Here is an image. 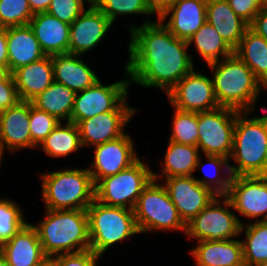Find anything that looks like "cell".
Masks as SVG:
<instances>
[{
  "label": "cell",
  "instance_id": "obj_1",
  "mask_svg": "<svg viewBox=\"0 0 267 266\" xmlns=\"http://www.w3.org/2000/svg\"><path fill=\"white\" fill-rule=\"evenodd\" d=\"M129 61L125 70L130 81L142 87H156L166 94L194 69L186 40L176 38L158 19L149 18L129 27Z\"/></svg>",
  "mask_w": 267,
  "mask_h": 266
},
{
  "label": "cell",
  "instance_id": "obj_2",
  "mask_svg": "<svg viewBox=\"0 0 267 266\" xmlns=\"http://www.w3.org/2000/svg\"><path fill=\"white\" fill-rule=\"evenodd\" d=\"M45 212L44 219L33 226L48 258L90 249L87 210L46 209Z\"/></svg>",
  "mask_w": 267,
  "mask_h": 266
},
{
  "label": "cell",
  "instance_id": "obj_3",
  "mask_svg": "<svg viewBox=\"0 0 267 266\" xmlns=\"http://www.w3.org/2000/svg\"><path fill=\"white\" fill-rule=\"evenodd\" d=\"M208 65L218 105L252 112L260 92V81L252 70L235 54Z\"/></svg>",
  "mask_w": 267,
  "mask_h": 266
},
{
  "label": "cell",
  "instance_id": "obj_4",
  "mask_svg": "<svg viewBox=\"0 0 267 266\" xmlns=\"http://www.w3.org/2000/svg\"><path fill=\"white\" fill-rule=\"evenodd\" d=\"M250 112H239L234 127L230 159L232 177L267 175V115L247 118Z\"/></svg>",
  "mask_w": 267,
  "mask_h": 266
},
{
  "label": "cell",
  "instance_id": "obj_5",
  "mask_svg": "<svg viewBox=\"0 0 267 266\" xmlns=\"http://www.w3.org/2000/svg\"><path fill=\"white\" fill-rule=\"evenodd\" d=\"M41 178L48 210H87L95 200V184L88 168L43 173Z\"/></svg>",
  "mask_w": 267,
  "mask_h": 266
},
{
  "label": "cell",
  "instance_id": "obj_6",
  "mask_svg": "<svg viewBox=\"0 0 267 266\" xmlns=\"http://www.w3.org/2000/svg\"><path fill=\"white\" fill-rule=\"evenodd\" d=\"M87 213L90 249L100 257L115 243L140 234L133 210L107 206L94 200Z\"/></svg>",
  "mask_w": 267,
  "mask_h": 266
},
{
  "label": "cell",
  "instance_id": "obj_7",
  "mask_svg": "<svg viewBox=\"0 0 267 266\" xmlns=\"http://www.w3.org/2000/svg\"><path fill=\"white\" fill-rule=\"evenodd\" d=\"M152 175L153 179L143 189L133 209L139 232L179 229L185 234L186 224L180 218L163 184L157 183L161 177L154 171Z\"/></svg>",
  "mask_w": 267,
  "mask_h": 266
},
{
  "label": "cell",
  "instance_id": "obj_8",
  "mask_svg": "<svg viewBox=\"0 0 267 266\" xmlns=\"http://www.w3.org/2000/svg\"><path fill=\"white\" fill-rule=\"evenodd\" d=\"M152 179L151 167L138 159L129 168L100 179L95 184V200L107 206L133 210L138 197Z\"/></svg>",
  "mask_w": 267,
  "mask_h": 266
},
{
  "label": "cell",
  "instance_id": "obj_9",
  "mask_svg": "<svg viewBox=\"0 0 267 266\" xmlns=\"http://www.w3.org/2000/svg\"><path fill=\"white\" fill-rule=\"evenodd\" d=\"M125 73L127 77L124 80L106 86L99 80L93 86L76 92L71 122L78 124L104 112L136 111L126 103L130 79H127L126 70Z\"/></svg>",
  "mask_w": 267,
  "mask_h": 266
},
{
  "label": "cell",
  "instance_id": "obj_10",
  "mask_svg": "<svg viewBox=\"0 0 267 266\" xmlns=\"http://www.w3.org/2000/svg\"><path fill=\"white\" fill-rule=\"evenodd\" d=\"M230 208L233 209L229 199L225 195H217L207 207L186 224L185 235L196 238L198 242L235 239L240 235L243 223Z\"/></svg>",
  "mask_w": 267,
  "mask_h": 266
},
{
  "label": "cell",
  "instance_id": "obj_11",
  "mask_svg": "<svg viewBox=\"0 0 267 266\" xmlns=\"http://www.w3.org/2000/svg\"><path fill=\"white\" fill-rule=\"evenodd\" d=\"M240 111L227 107L198 112L197 147L205 155H220L230 159L233 150L234 127Z\"/></svg>",
  "mask_w": 267,
  "mask_h": 266
},
{
  "label": "cell",
  "instance_id": "obj_12",
  "mask_svg": "<svg viewBox=\"0 0 267 266\" xmlns=\"http://www.w3.org/2000/svg\"><path fill=\"white\" fill-rule=\"evenodd\" d=\"M173 108L190 111L204 112L219 107L213 86V80L195 72L193 69L180 80L167 94Z\"/></svg>",
  "mask_w": 267,
  "mask_h": 266
},
{
  "label": "cell",
  "instance_id": "obj_13",
  "mask_svg": "<svg viewBox=\"0 0 267 266\" xmlns=\"http://www.w3.org/2000/svg\"><path fill=\"white\" fill-rule=\"evenodd\" d=\"M225 196L244 217L267 220V175L232 177Z\"/></svg>",
  "mask_w": 267,
  "mask_h": 266
},
{
  "label": "cell",
  "instance_id": "obj_14",
  "mask_svg": "<svg viewBox=\"0 0 267 266\" xmlns=\"http://www.w3.org/2000/svg\"><path fill=\"white\" fill-rule=\"evenodd\" d=\"M165 179L163 186L185 224L197 216L217 196L214 191L201 185L194 176Z\"/></svg>",
  "mask_w": 267,
  "mask_h": 266
},
{
  "label": "cell",
  "instance_id": "obj_15",
  "mask_svg": "<svg viewBox=\"0 0 267 266\" xmlns=\"http://www.w3.org/2000/svg\"><path fill=\"white\" fill-rule=\"evenodd\" d=\"M94 148V161L90 164L91 169H88L94 184L129 168L139 159L136 152L134 153L132 138L127 133Z\"/></svg>",
  "mask_w": 267,
  "mask_h": 266
},
{
  "label": "cell",
  "instance_id": "obj_16",
  "mask_svg": "<svg viewBox=\"0 0 267 266\" xmlns=\"http://www.w3.org/2000/svg\"><path fill=\"white\" fill-rule=\"evenodd\" d=\"M113 23L90 5L70 24L69 54L84 55L97 46Z\"/></svg>",
  "mask_w": 267,
  "mask_h": 266
},
{
  "label": "cell",
  "instance_id": "obj_17",
  "mask_svg": "<svg viewBox=\"0 0 267 266\" xmlns=\"http://www.w3.org/2000/svg\"><path fill=\"white\" fill-rule=\"evenodd\" d=\"M30 102L19 101L0 112V147L8 151L37 148L30 133Z\"/></svg>",
  "mask_w": 267,
  "mask_h": 266
},
{
  "label": "cell",
  "instance_id": "obj_18",
  "mask_svg": "<svg viewBox=\"0 0 267 266\" xmlns=\"http://www.w3.org/2000/svg\"><path fill=\"white\" fill-rule=\"evenodd\" d=\"M137 111H110L80 121L77 126L82 146H97L125 134V127Z\"/></svg>",
  "mask_w": 267,
  "mask_h": 266
},
{
  "label": "cell",
  "instance_id": "obj_19",
  "mask_svg": "<svg viewBox=\"0 0 267 266\" xmlns=\"http://www.w3.org/2000/svg\"><path fill=\"white\" fill-rule=\"evenodd\" d=\"M206 4L207 0H177L158 19L176 38L188 41L207 22Z\"/></svg>",
  "mask_w": 267,
  "mask_h": 266
},
{
  "label": "cell",
  "instance_id": "obj_20",
  "mask_svg": "<svg viewBox=\"0 0 267 266\" xmlns=\"http://www.w3.org/2000/svg\"><path fill=\"white\" fill-rule=\"evenodd\" d=\"M0 253L10 266H40L48 259L35 227L29 223L0 247Z\"/></svg>",
  "mask_w": 267,
  "mask_h": 266
},
{
  "label": "cell",
  "instance_id": "obj_21",
  "mask_svg": "<svg viewBox=\"0 0 267 266\" xmlns=\"http://www.w3.org/2000/svg\"><path fill=\"white\" fill-rule=\"evenodd\" d=\"M45 55L69 53L70 24L62 22L47 12L34 14L29 22Z\"/></svg>",
  "mask_w": 267,
  "mask_h": 266
},
{
  "label": "cell",
  "instance_id": "obj_22",
  "mask_svg": "<svg viewBox=\"0 0 267 266\" xmlns=\"http://www.w3.org/2000/svg\"><path fill=\"white\" fill-rule=\"evenodd\" d=\"M11 74L20 101L31 102L54 82L52 56L46 55Z\"/></svg>",
  "mask_w": 267,
  "mask_h": 266
},
{
  "label": "cell",
  "instance_id": "obj_23",
  "mask_svg": "<svg viewBox=\"0 0 267 266\" xmlns=\"http://www.w3.org/2000/svg\"><path fill=\"white\" fill-rule=\"evenodd\" d=\"M6 39L10 73L46 56L29 25L7 27Z\"/></svg>",
  "mask_w": 267,
  "mask_h": 266
},
{
  "label": "cell",
  "instance_id": "obj_24",
  "mask_svg": "<svg viewBox=\"0 0 267 266\" xmlns=\"http://www.w3.org/2000/svg\"><path fill=\"white\" fill-rule=\"evenodd\" d=\"M54 82L79 92L99 81L93 70L79 55L60 54L52 56Z\"/></svg>",
  "mask_w": 267,
  "mask_h": 266
},
{
  "label": "cell",
  "instance_id": "obj_25",
  "mask_svg": "<svg viewBox=\"0 0 267 266\" xmlns=\"http://www.w3.org/2000/svg\"><path fill=\"white\" fill-rule=\"evenodd\" d=\"M207 22L235 50L249 25L229 6L227 0H207Z\"/></svg>",
  "mask_w": 267,
  "mask_h": 266
},
{
  "label": "cell",
  "instance_id": "obj_26",
  "mask_svg": "<svg viewBox=\"0 0 267 266\" xmlns=\"http://www.w3.org/2000/svg\"><path fill=\"white\" fill-rule=\"evenodd\" d=\"M196 266H227L243 260L241 240H203L190 250Z\"/></svg>",
  "mask_w": 267,
  "mask_h": 266
},
{
  "label": "cell",
  "instance_id": "obj_27",
  "mask_svg": "<svg viewBox=\"0 0 267 266\" xmlns=\"http://www.w3.org/2000/svg\"><path fill=\"white\" fill-rule=\"evenodd\" d=\"M76 92L65 85L53 82L31 103L39 110L56 117L59 121L71 122Z\"/></svg>",
  "mask_w": 267,
  "mask_h": 266
},
{
  "label": "cell",
  "instance_id": "obj_28",
  "mask_svg": "<svg viewBox=\"0 0 267 266\" xmlns=\"http://www.w3.org/2000/svg\"><path fill=\"white\" fill-rule=\"evenodd\" d=\"M199 148L169 140L160 176L164 178L193 176L200 157Z\"/></svg>",
  "mask_w": 267,
  "mask_h": 266
},
{
  "label": "cell",
  "instance_id": "obj_29",
  "mask_svg": "<svg viewBox=\"0 0 267 266\" xmlns=\"http://www.w3.org/2000/svg\"><path fill=\"white\" fill-rule=\"evenodd\" d=\"M234 54L252 70L260 82L267 77V40L249 27Z\"/></svg>",
  "mask_w": 267,
  "mask_h": 266
},
{
  "label": "cell",
  "instance_id": "obj_30",
  "mask_svg": "<svg viewBox=\"0 0 267 266\" xmlns=\"http://www.w3.org/2000/svg\"><path fill=\"white\" fill-rule=\"evenodd\" d=\"M192 42L195 44L197 51L207 64L219 61L234 54V50L208 22L204 23L187 41L189 46Z\"/></svg>",
  "mask_w": 267,
  "mask_h": 266
},
{
  "label": "cell",
  "instance_id": "obj_31",
  "mask_svg": "<svg viewBox=\"0 0 267 266\" xmlns=\"http://www.w3.org/2000/svg\"><path fill=\"white\" fill-rule=\"evenodd\" d=\"M80 147L83 146L78 126L69 121L65 126L60 122L37 148H41L51 157L58 158L66 157Z\"/></svg>",
  "mask_w": 267,
  "mask_h": 266
},
{
  "label": "cell",
  "instance_id": "obj_32",
  "mask_svg": "<svg viewBox=\"0 0 267 266\" xmlns=\"http://www.w3.org/2000/svg\"><path fill=\"white\" fill-rule=\"evenodd\" d=\"M245 231L242 242L243 259L250 266H261L267 261V220L241 225L240 233Z\"/></svg>",
  "mask_w": 267,
  "mask_h": 266
},
{
  "label": "cell",
  "instance_id": "obj_33",
  "mask_svg": "<svg viewBox=\"0 0 267 266\" xmlns=\"http://www.w3.org/2000/svg\"><path fill=\"white\" fill-rule=\"evenodd\" d=\"M206 159H207V164H201L200 160L201 158L199 157L197 164H196V169L197 168H205V165L209 166V169L214 168L212 172V170L210 172H212V174L208 171H203L205 173V175H203L204 177L202 179H198L195 177V179L203 186L211 189L212 191H214V193L216 195H226L228 193V190L230 188V182L232 179V174L230 171V159L224 157V156H220V155H205ZM207 166V167H208ZM224 168L225 172L227 173L226 176H220L219 172L222 171L221 169ZM206 169V168H205ZM214 172H216V175ZM216 175L214 176L213 175ZM218 177V178H217ZM226 177V178H225ZM214 184V185H213Z\"/></svg>",
  "mask_w": 267,
  "mask_h": 266
},
{
  "label": "cell",
  "instance_id": "obj_34",
  "mask_svg": "<svg viewBox=\"0 0 267 266\" xmlns=\"http://www.w3.org/2000/svg\"><path fill=\"white\" fill-rule=\"evenodd\" d=\"M174 109L172 133L169 140L179 144L197 147L199 139L198 112Z\"/></svg>",
  "mask_w": 267,
  "mask_h": 266
},
{
  "label": "cell",
  "instance_id": "obj_35",
  "mask_svg": "<svg viewBox=\"0 0 267 266\" xmlns=\"http://www.w3.org/2000/svg\"><path fill=\"white\" fill-rule=\"evenodd\" d=\"M26 224L21 208L13 200L0 199V247Z\"/></svg>",
  "mask_w": 267,
  "mask_h": 266
},
{
  "label": "cell",
  "instance_id": "obj_36",
  "mask_svg": "<svg viewBox=\"0 0 267 266\" xmlns=\"http://www.w3.org/2000/svg\"><path fill=\"white\" fill-rule=\"evenodd\" d=\"M93 6L105 14L112 23L118 15L155 14L146 0H97Z\"/></svg>",
  "mask_w": 267,
  "mask_h": 266
},
{
  "label": "cell",
  "instance_id": "obj_37",
  "mask_svg": "<svg viewBox=\"0 0 267 266\" xmlns=\"http://www.w3.org/2000/svg\"><path fill=\"white\" fill-rule=\"evenodd\" d=\"M34 14L28 0H0V26L28 25Z\"/></svg>",
  "mask_w": 267,
  "mask_h": 266
},
{
  "label": "cell",
  "instance_id": "obj_38",
  "mask_svg": "<svg viewBox=\"0 0 267 266\" xmlns=\"http://www.w3.org/2000/svg\"><path fill=\"white\" fill-rule=\"evenodd\" d=\"M60 122L56 117L37 109L30 102V133L32 142L37 147Z\"/></svg>",
  "mask_w": 267,
  "mask_h": 266
},
{
  "label": "cell",
  "instance_id": "obj_39",
  "mask_svg": "<svg viewBox=\"0 0 267 266\" xmlns=\"http://www.w3.org/2000/svg\"><path fill=\"white\" fill-rule=\"evenodd\" d=\"M84 1L86 2V0H52L46 12L62 22L71 24L85 10Z\"/></svg>",
  "mask_w": 267,
  "mask_h": 266
},
{
  "label": "cell",
  "instance_id": "obj_40",
  "mask_svg": "<svg viewBox=\"0 0 267 266\" xmlns=\"http://www.w3.org/2000/svg\"><path fill=\"white\" fill-rule=\"evenodd\" d=\"M55 266H96L100 256L91 249L68 254H59L49 258Z\"/></svg>",
  "mask_w": 267,
  "mask_h": 266
},
{
  "label": "cell",
  "instance_id": "obj_41",
  "mask_svg": "<svg viewBox=\"0 0 267 266\" xmlns=\"http://www.w3.org/2000/svg\"><path fill=\"white\" fill-rule=\"evenodd\" d=\"M232 10L248 25L262 9L260 0H227Z\"/></svg>",
  "mask_w": 267,
  "mask_h": 266
},
{
  "label": "cell",
  "instance_id": "obj_42",
  "mask_svg": "<svg viewBox=\"0 0 267 266\" xmlns=\"http://www.w3.org/2000/svg\"><path fill=\"white\" fill-rule=\"evenodd\" d=\"M20 101L12 74L0 81V112Z\"/></svg>",
  "mask_w": 267,
  "mask_h": 266
},
{
  "label": "cell",
  "instance_id": "obj_43",
  "mask_svg": "<svg viewBox=\"0 0 267 266\" xmlns=\"http://www.w3.org/2000/svg\"><path fill=\"white\" fill-rule=\"evenodd\" d=\"M249 28L267 40V8H262L249 24Z\"/></svg>",
  "mask_w": 267,
  "mask_h": 266
},
{
  "label": "cell",
  "instance_id": "obj_44",
  "mask_svg": "<svg viewBox=\"0 0 267 266\" xmlns=\"http://www.w3.org/2000/svg\"><path fill=\"white\" fill-rule=\"evenodd\" d=\"M7 28L0 26V64L8 67Z\"/></svg>",
  "mask_w": 267,
  "mask_h": 266
},
{
  "label": "cell",
  "instance_id": "obj_45",
  "mask_svg": "<svg viewBox=\"0 0 267 266\" xmlns=\"http://www.w3.org/2000/svg\"><path fill=\"white\" fill-rule=\"evenodd\" d=\"M152 11L157 14L158 17L177 0H146Z\"/></svg>",
  "mask_w": 267,
  "mask_h": 266
},
{
  "label": "cell",
  "instance_id": "obj_46",
  "mask_svg": "<svg viewBox=\"0 0 267 266\" xmlns=\"http://www.w3.org/2000/svg\"><path fill=\"white\" fill-rule=\"evenodd\" d=\"M52 0H28L33 14L46 12Z\"/></svg>",
  "mask_w": 267,
  "mask_h": 266
},
{
  "label": "cell",
  "instance_id": "obj_47",
  "mask_svg": "<svg viewBox=\"0 0 267 266\" xmlns=\"http://www.w3.org/2000/svg\"><path fill=\"white\" fill-rule=\"evenodd\" d=\"M8 67L3 64H0V81L6 79L10 75Z\"/></svg>",
  "mask_w": 267,
  "mask_h": 266
},
{
  "label": "cell",
  "instance_id": "obj_48",
  "mask_svg": "<svg viewBox=\"0 0 267 266\" xmlns=\"http://www.w3.org/2000/svg\"><path fill=\"white\" fill-rule=\"evenodd\" d=\"M0 266H10L1 253H0Z\"/></svg>",
  "mask_w": 267,
  "mask_h": 266
},
{
  "label": "cell",
  "instance_id": "obj_49",
  "mask_svg": "<svg viewBox=\"0 0 267 266\" xmlns=\"http://www.w3.org/2000/svg\"><path fill=\"white\" fill-rule=\"evenodd\" d=\"M227 266H250L244 259L239 262V263H235L233 265H227Z\"/></svg>",
  "mask_w": 267,
  "mask_h": 266
},
{
  "label": "cell",
  "instance_id": "obj_50",
  "mask_svg": "<svg viewBox=\"0 0 267 266\" xmlns=\"http://www.w3.org/2000/svg\"><path fill=\"white\" fill-rule=\"evenodd\" d=\"M263 88L267 89V77L260 82V90Z\"/></svg>",
  "mask_w": 267,
  "mask_h": 266
},
{
  "label": "cell",
  "instance_id": "obj_51",
  "mask_svg": "<svg viewBox=\"0 0 267 266\" xmlns=\"http://www.w3.org/2000/svg\"><path fill=\"white\" fill-rule=\"evenodd\" d=\"M40 266H55V264L48 258L42 265Z\"/></svg>",
  "mask_w": 267,
  "mask_h": 266
},
{
  "label": "cell",
  "instance_id": "obj_52",
  "mask_svg": "<svg viewBox=\"0 0 267 266\" xmlns=\"http://www.w3.org/2000/svg\"><path fill=\"white\" fill-rule=\"evenodd\" d=\"M262 8H267V0H260Z\"/></svg>",
  "mask_w": 267,
  "mask_h": 266
},
{
  "label": "cell",
  "instance_id": "obj_53",
  "mask_svg": "<svg viewBox=\"0 0 267 266\" xmlns=\"http://www.w3.org/2000/svg\"><path fill=\"white\" fill-rule=\"evenodd\" d=\"M4 151H5V150H4L3 148L0 147V163H1V160L3 159V158H2V157H3L2 155H3Z\"/></svg>",
  "mask_w": 267,
  "mask_h": 266
},
{
  "label": "cell",
  "instance_id": "obj_54",
  "mask_svg": "<svg viewBox=\"0 0 267 266\" xmlns=\"http://www.w3.org/2000/svg\"><path fill=\"white\" fill-rule=\"evenodd\" d=\"M97 0H86L87 3H89L90 5H93Z\"/></svg>",
  "mask_w": 267,
  "mask_h": 266
},
{
  "label": "cell",
  "instance_id": "obj_55",
  "mask_svg": "<svg viewBox=\"0 0 267 266\" xmlns=\"http://www.w3.org/2000/svg\"><path fill=\"white\" fill-rule=\"evenodd\" d=\"M261 266H267V261L264 264H262Z\"/></svg>",
  "mask_w": 267,
  "mask_h": 266
}]
</instances>
